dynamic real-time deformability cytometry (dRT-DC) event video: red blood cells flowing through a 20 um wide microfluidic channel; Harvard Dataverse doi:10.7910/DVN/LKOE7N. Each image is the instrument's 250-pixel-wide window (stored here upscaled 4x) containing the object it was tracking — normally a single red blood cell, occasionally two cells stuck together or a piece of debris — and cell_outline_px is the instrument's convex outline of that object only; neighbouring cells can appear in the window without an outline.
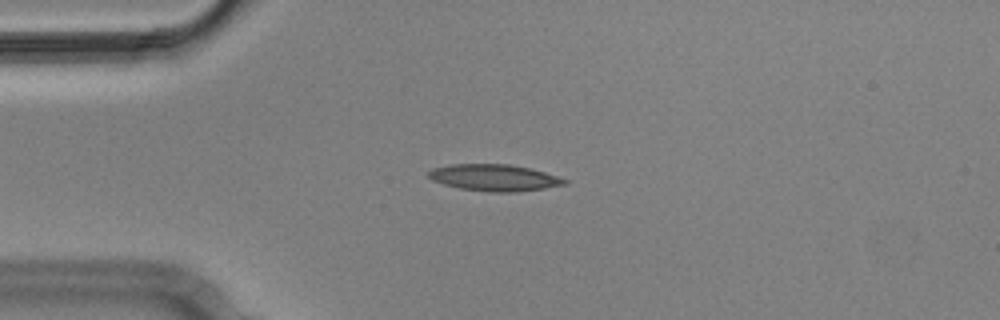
{"species": "Egyptian fruit bat (a non-hibernating species)", "species_latin": "Rousettus aegyptiacus", "temperature_condition": "cold", "stored_images_in_passage": 8, "camera_frame_rate_fps": 3000, "um_per_image_px": 0.085, "animal": {"sex": "male"}, "frame": {"image": 1, "passage_image": 3, "time_ms": 0.667, "image_size_px": [1000, 320], "cell_outline_px": [[568, 184], [544, 188], [516, 192], [492, 192], [460, 188], [444, 184], [432, 180], [428, 176], [428, 172], [432, 168], [448, 164], [508, 164], [528, 168], [544, 172], [568, 180]], "centroid_in_image_um": [41.99, 15.1], "position_along_channel_um": 43.0, "area_um2": 20.98}}
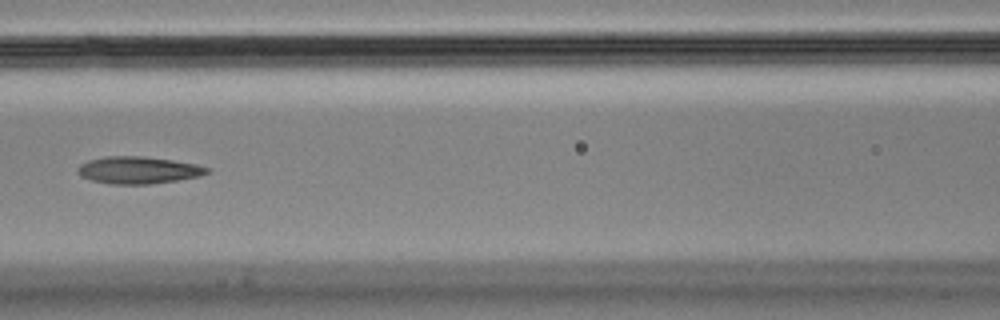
{"frame": {"image": 2, "passage_image": 6, "time_ms": 1.667, "image_size_px": [1000, 320], "cell_outline_px": [[212, 172], [200, 176], [176, 180], [148, 184], [112, 184], [92, 180], [80, 176], [76, 172], [80, 164], [88, 160], [104, 156], [144, 156], [172, 160], [196, 164], [212, 168]], "centroid_in_image_um": [11.77, 14.45], "position_along_channel_um": 154.8, "area_um2": 20.58}}
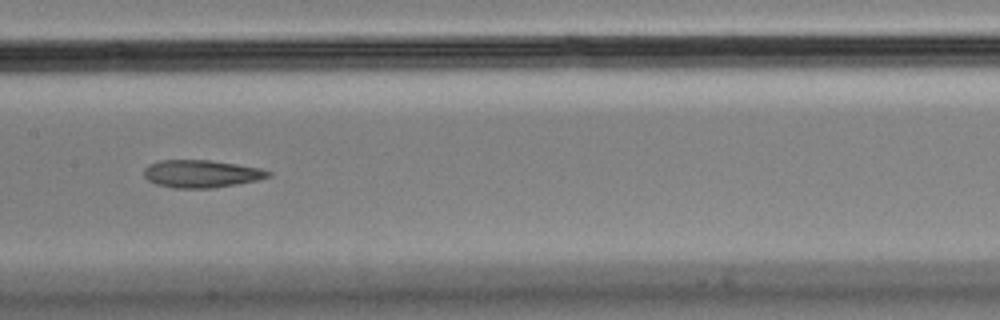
{"frame": {"image": 3, "passage_image": 7, "time_ms": 2.0, "image_size_px": [1000, 320], "cell_outline_px": [[272, 176], [256, 180], [236, 184], [212, 188], [172, 188], [156, 184], [148, 180], [144, 176], [144, 168], [148, 164], [160, 160], [208, 160], [236, 164], [260, 168], [272, 172]], "centroid_in_image_um": [17.09, 14.77], "position_along_channel_um": 190.3, "area_um2": 20.0}}